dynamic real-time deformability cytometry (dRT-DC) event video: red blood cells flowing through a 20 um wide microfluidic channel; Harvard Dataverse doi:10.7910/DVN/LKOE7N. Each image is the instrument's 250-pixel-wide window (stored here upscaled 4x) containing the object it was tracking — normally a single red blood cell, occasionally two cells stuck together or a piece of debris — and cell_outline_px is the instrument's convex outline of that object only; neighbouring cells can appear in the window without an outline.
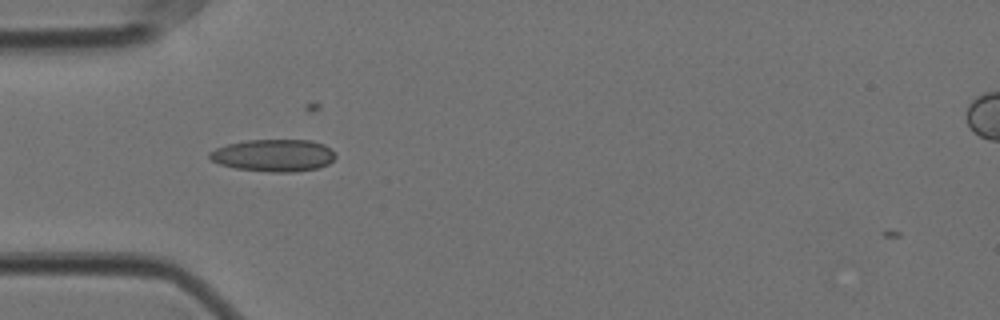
{"species": "Egyptian fruit bat (a non-hibernating species)", "species_latin": "Rousettus aegyptiacus", "temperature_condition": "cold", "stored_images_in_passage": 38, "camera_frame_rate_fps": 3000, "um_per_image_px": 0.085, "animal": {"sex": "female"}, "frame": {"image": 1, "passage_image": 2, "time_ms": 0.333, "image_size_px": [1000, 320], "cell_outline_px": [[336, 156], [328, 164], [320, 168], [296, 172], [268, 172], [236, 168], [220, 164], [212, 160], [208, 156], [208, 152], [216, 148], [228, 144], [248, 140], [312, 140], [324, 144]], "centroid_in_image_um": [23.26, 13.21], "position_along_channel_um": 61.7, "area_um2": 23.64}}
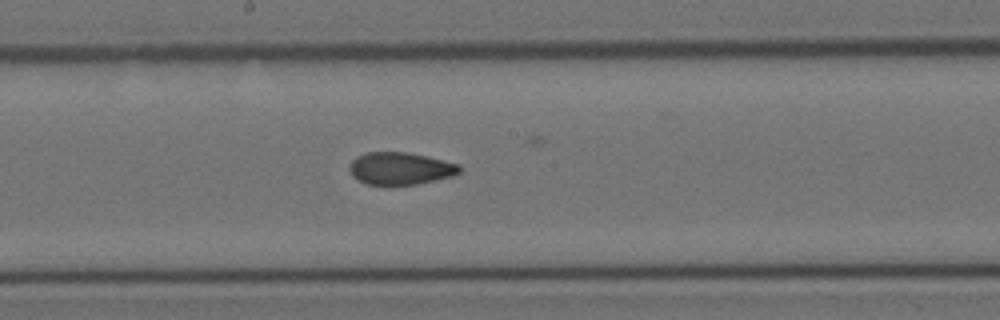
{"frame": {"image": 2, "passage_image": 15, "time_ms": 4.667, "image_size_px": [1000, 320], "cell_outline_px": [[460, 172], [452, 176], [416, 184], [368, 184], [352, 176], [348, 168], [352, 160], [356, 156], [364, 152], [404, 152], [424, 156], [460, 164]], "centroid_in_image_um": [33.99, 14.31], "position_along_channel_um": 214.2, "area_um2": 20.46}}
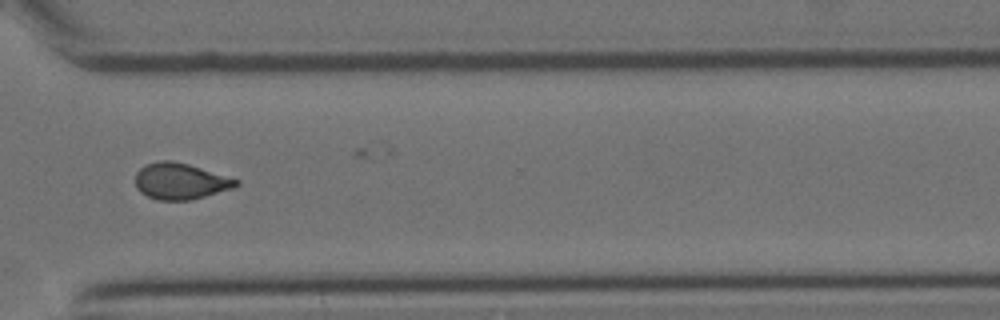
{"frame": {"image": 3, "passage_image": 27, "time_ms": 8.667, "image_size_px": [1000, 320], "cell_outline_px": [[240, 184], [236, 188], [192, 200], [160, 200], [148, 196], [140, 192], [136, 188], [136, 172], [144, 164], [160, 160], [172, 160], [188, 164], [240, 180]], "centroid_in_image_um": [15.35, 15.4], "position_along_channel_um": 355.2, "area_um2": 21.5}, "authors_computed_cell_mechanics": {"area_um2": 21.5016, "velocity_mm_per_s": 3.543, "shape_relaxation_time_tau1_ms": 10.3652, "shape_relaxation_time_tau2_ms": 1.869, "deformation_change_tau1": 0.1897, "deformation_change_tau2": 0.0759}}